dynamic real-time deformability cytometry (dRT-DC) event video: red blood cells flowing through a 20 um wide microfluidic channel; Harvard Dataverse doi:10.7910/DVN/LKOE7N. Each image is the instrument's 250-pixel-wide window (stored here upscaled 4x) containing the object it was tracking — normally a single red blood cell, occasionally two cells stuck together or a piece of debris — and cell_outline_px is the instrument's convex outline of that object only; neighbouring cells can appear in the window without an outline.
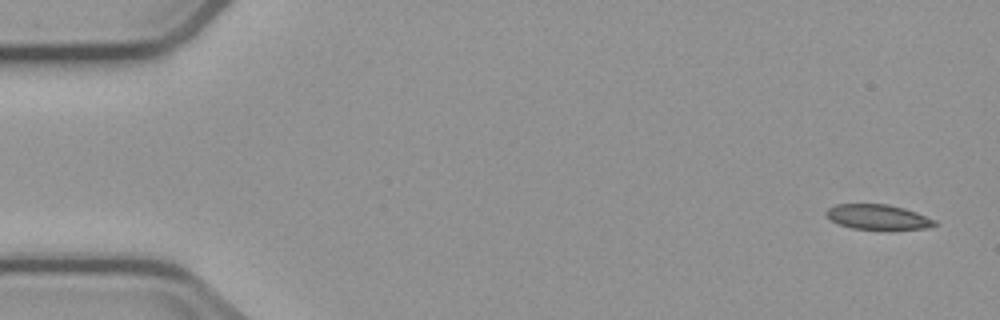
{"species": "common noctule bat (a hibernating species)", "species_latin": "Nyctalus noctula", "temperature_condition": "cold", "stored_images_in_passage": 3, "camera_frame_rate_fps": 3000, "um_per_image_px": 0.085, "animal": {"sex": "male", "body_mass_g": 23.1, "forearm_length_mm": 52.7}, "frame": {"image": 1, "passage_image": 1, "time_ms": 0.0, "image_size_px": [1000, 320], "cell_outline_px": [[936, 224], [928, 228], [852, 228], [840, 224], [832, 220], [824, 212], [828, 208], [836, 204], [888, 204], [904, 208], [916, 212], [936, 220]], "centroid_in_image_um": [74.61, 18.41], "position_along_channel_um": 10.4, "area_um2": 15.32}}